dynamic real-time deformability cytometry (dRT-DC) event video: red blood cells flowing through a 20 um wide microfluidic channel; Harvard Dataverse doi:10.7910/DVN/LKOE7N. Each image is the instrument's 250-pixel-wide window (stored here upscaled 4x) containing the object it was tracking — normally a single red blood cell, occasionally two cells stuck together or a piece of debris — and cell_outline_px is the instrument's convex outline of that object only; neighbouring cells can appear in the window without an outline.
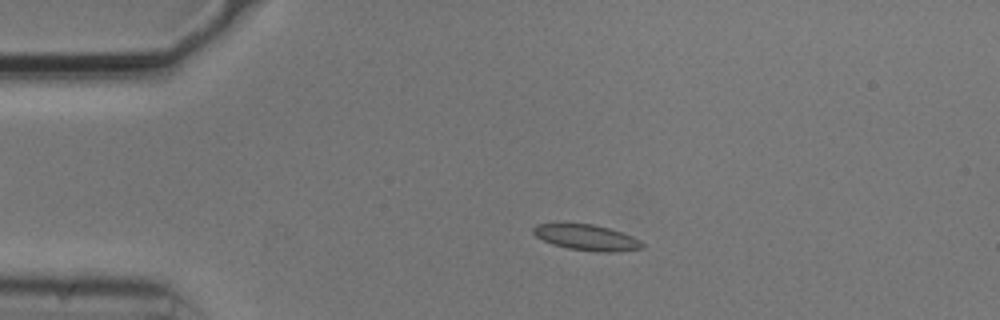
{"species": "common noctule bat (a hibernating species)", "species_latin": "Nyctalus noctula", "temperature_condition": "cold", "stored_images_in_passage": 54, "camera_frame_rate_fps": 3000, "um_per_image_px": 0.085, "animal": {"sex": "male", "body_mass_g": 20.5, "forearm_length_mm": 52.5}, "frame": {"image": 1, "passage_image": 11, "time_ms": 3.333, "image_size_px": [1000, 320], "cell_outline_px": [[644, 248], [612, 252], [596, 252], [568, 248], [552, 244], [536, 236], [532, 232], [532, 228], [536, 224], [556, 220], [560, 220], [592, 224], [608, 228], [632, 236], [640, 240], [644, 244]], "centroid_in_image_um": [49.76, 20.13], "position_along_channel_um": 35.2, "area_um2": 17.05}}
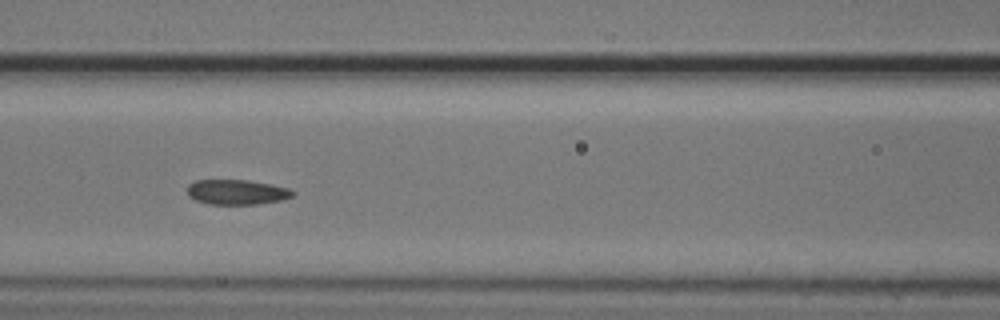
{"frame": {"image": 2, "passage_image": 23, "time_ms": 7.333, "image_size_px": [1000, 320], "cell_outline_px": [[296, 192], [292, 196], [280, 200], [256, 204], [212, 204], [196, 200], [188, 196], [188, 184], [196, 180], [248, 180], [272, 184], [288, 188]], "centroid_in_image_um": [20.13, 16.32], "position_along_channel_um": 146.5, "area_um2": 15.26}}
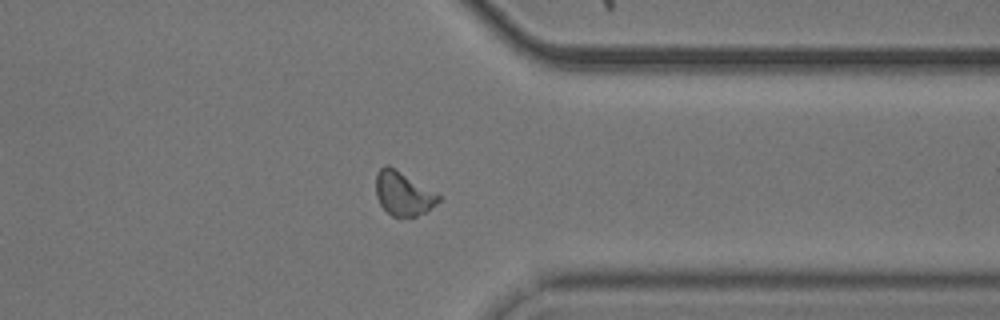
{"frame": {"image": 3, "passage_image": 42, "time_ms": 13.667, "image_size_px": [1000, 320], "cell_outline_px": [[440, 200], [436, 204], [424, 212], [416, 216], [400, 220], [392, 216], [380, 204], [376, 196], [376, 176], [380, 168], [384, 164], [388, 164], [436, 192], [440, 196]], "centroid_in_image_um": [34.26, 16.47], "position_along_channel_um": 377.1, "area_um2": 16.18}, "authors_computed_cell_mechanics": {"area_um2": 16.0973, "velocity_mm_per_s": 3.7186, "shape_relaxation_time_tau1_ms": 4.6238, "shape_relaxation_time_tau2_ms": 1.9304, "deformation_change_tau1": 0.0883, "deformation_change_tau2": 0.0485}}